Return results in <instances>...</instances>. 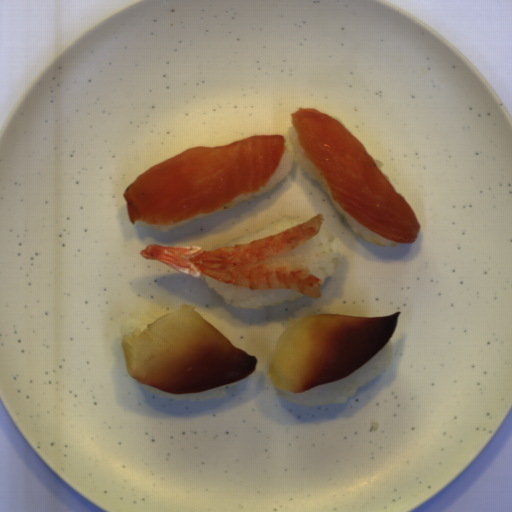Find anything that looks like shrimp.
I'll return each mask as SVG.
<instances>
[{"instance_id":"shrimp-1","label":"shrimp","mask_w":512,"mask_h":512,"mask_svg":"<svg viewBox=\"0 0 512 512\" xmlns=\"http://www.w3.org/2000/svg\"><path fill=\"white\" fill-rule=\"evenodd\" d=\"M325 218L317 214L304 224L247 244L206 250L201 245L148 244L140 252L144 259L157 260L192 277L209 278L247 290L290 289L319 299L320 278L309 267L292 263H262L318 235Z\"/></svg>"}]
</instances>
